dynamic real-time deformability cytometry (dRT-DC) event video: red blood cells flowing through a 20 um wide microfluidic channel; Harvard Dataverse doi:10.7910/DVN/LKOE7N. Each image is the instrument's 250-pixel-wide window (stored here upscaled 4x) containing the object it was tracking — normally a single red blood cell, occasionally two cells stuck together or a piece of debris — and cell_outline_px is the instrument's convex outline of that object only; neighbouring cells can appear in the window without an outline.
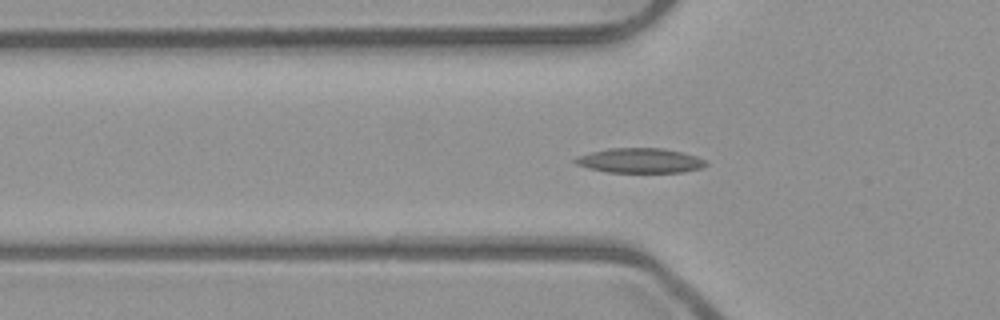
{"species": "common noctule bat (a hibernating species)", "species_latin": "Nyctalus noctula", "temperature_condition": "room temperature", "stored_images_in_passage": 53, "camera_frame_rate_fps": 3000, "um_per_image_px": 0.085, "animal": {"sex": "male", "body_mass_g": 23.1, "forearm_length_mm": 52.7}, "frame": {"image": 1, "passage_image": 17, "time_ms": 5.333, "image_size_px": [1000, 320], "cell_outline_px": [[708, 164], [700, 168], [684, 172], [608, 172], [588, 168], [576, 164], [572, 160], [576, 156], [608, 148], [664, 148], [684, 152], [696, 156], [704, 160]], "centroid_in_image_um": [54.39, 13.64], "position_along_channel_um": 71.4, "area_um2": 18.9}}
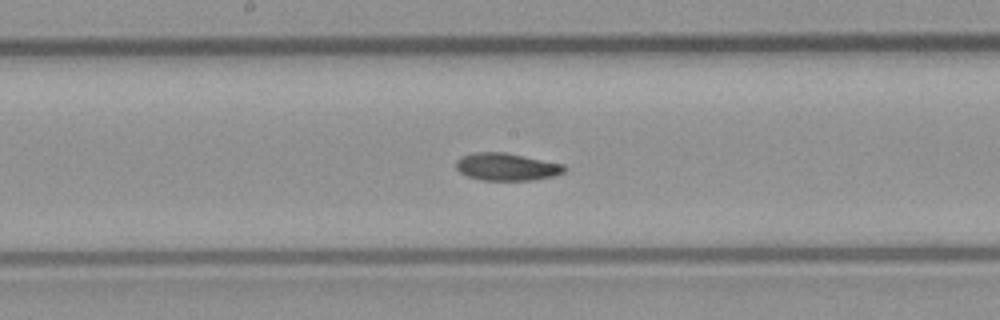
{"frame": {"image": 2, "passage_image": 27, "time_ms": 8.667, "image_size_px": [1000, 320], "cell_outline_px": [[568, 168], [564, 172], [556, 176], [532, 180], [480, 180], [468, 176], [460, 172], [456, 168], [456, 160], [460, 156], [472, 152], [504, 152], [564, 164]], "centroid_in_image_um": [43.07, 14.18], "position_along_channel_um": 205.1, "area_um2": 17.51}}
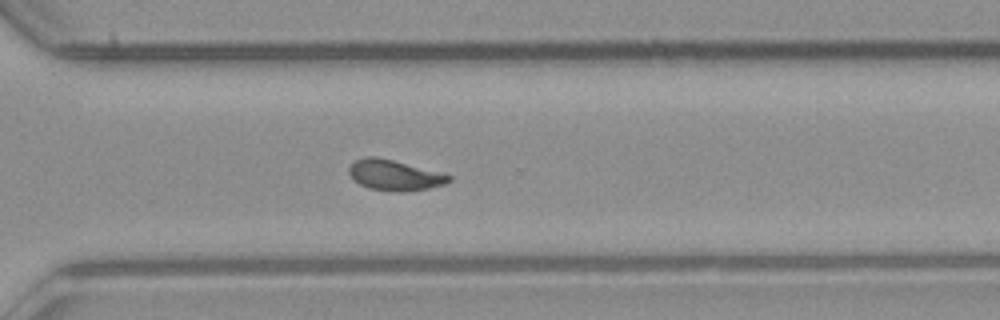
{"frame": {"image": 3, "passage_image": 37, "time_ms": 12.0, "image_size_px": [1000, 320], "cell_outline_px": [[452, 180], [444, 184], [428, 188], [404, 192], [392, 192], [368, 188], [352, 180], [348, 172], [348, 168], [356, 160], [368, 156], [376, 156], [392, 160], [452, 176]], "centroid_in_image_um": [33.48, 14.91], "position_along_channel_um": 337.1, "area_um2": 17.63}, "authors_computed_cell_mechanics": {"area_um2": 17.3978, "velocity_mm_per_s": 3.9741, "shape_relaxation_time_tau1_ms": 10.2689, "shape_relaxation_time_tau2_ms": 4.4986, "deformation_change_tau1": 0.2274, "deformation_change_tau2": 0.0872}}